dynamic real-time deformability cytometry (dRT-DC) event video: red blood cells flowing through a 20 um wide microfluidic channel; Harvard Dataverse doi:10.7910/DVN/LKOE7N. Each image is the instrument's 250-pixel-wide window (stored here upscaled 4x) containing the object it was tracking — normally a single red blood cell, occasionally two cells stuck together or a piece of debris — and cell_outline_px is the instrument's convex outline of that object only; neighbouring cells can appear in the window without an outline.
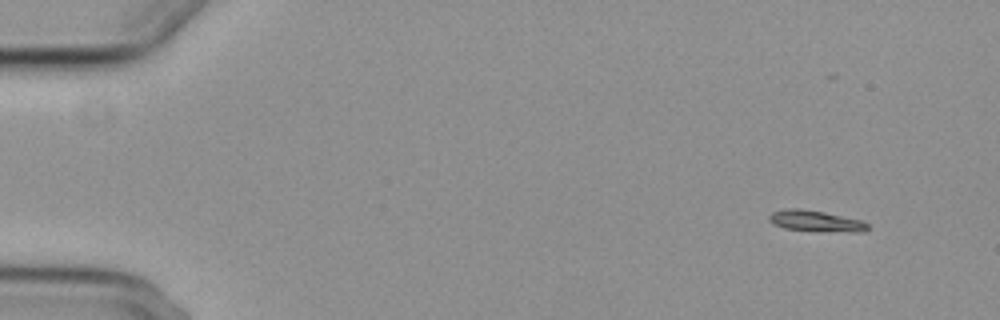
{"species": "common noctule bat (a hibernating species)", "species_latin": "Nyctalus noctula", "temperature_condition": "cold", "stored_images_in_passage": 53, "segment_of_instrument_passage": [1, 2], "camera_frame_rate_fps": 3000, "um_per_image_px": 0.085, "animal": {"sex": "female", "body_mass_g": 29.2, "forearm_length_mm": 56.3}, "frame": {"image": 1, "passage_image": 1, "time_ms": 0.0, "image_size_px": [1000, 320], "cell_outline_px": [[868, 228], [864, 232], [852, 232], [784, 228], [772, 224], [768, 220], [768, 216], [772, 212], [788, 208], [800, 208], [824, 212], [860, 220], [868, 224]], "centroid_in_image_um": [69.3, 18.77], "position_along_channel_um": 15.7, "area_um2": 11.85}}
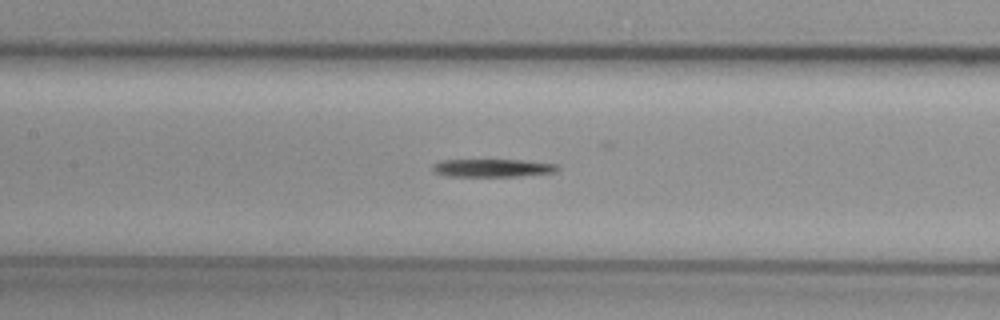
{"frame": {"image": 2, "passage_image": 23, "time_ms": 7.333, "image_size_px": [1000, 320], "cell_outline_px": [[560, 168], [556, 172], [520, 176], [448, 176], [436, 172], [432, 168], [432, 164], [440, 160], [528, 160], [560, 164]], "centroid_in_image_um": [41.95, 14.26], "position_along_channel_um": 165.5, "area_um2": 13.18}}
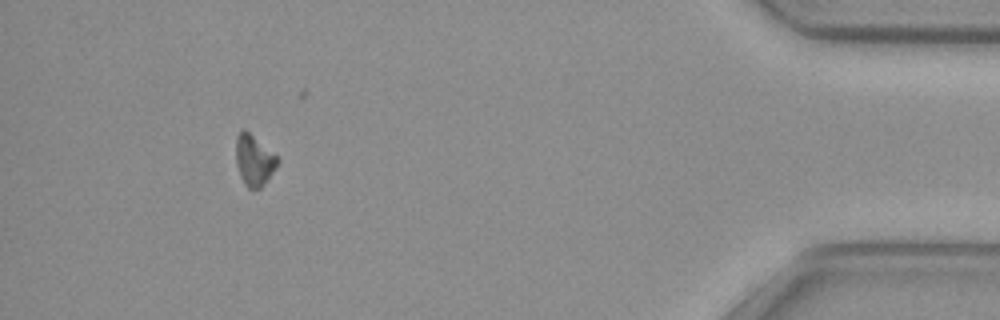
{"frame": {"image": 3, "passage_image": 48, "time_ms": 15.667, "image_size_px": [1000, 320], "cell_outline_px": [[280, 160], [276, 168], [260, 188], [248, 188], [244, 184], [240, 176], [236, 164], [236, 136], [244, 128], [280, 156]], "centroid_in_image_um": [21.62, 13.59], "position_along_channel_um": 413.6, "area_um2": 12.54}}